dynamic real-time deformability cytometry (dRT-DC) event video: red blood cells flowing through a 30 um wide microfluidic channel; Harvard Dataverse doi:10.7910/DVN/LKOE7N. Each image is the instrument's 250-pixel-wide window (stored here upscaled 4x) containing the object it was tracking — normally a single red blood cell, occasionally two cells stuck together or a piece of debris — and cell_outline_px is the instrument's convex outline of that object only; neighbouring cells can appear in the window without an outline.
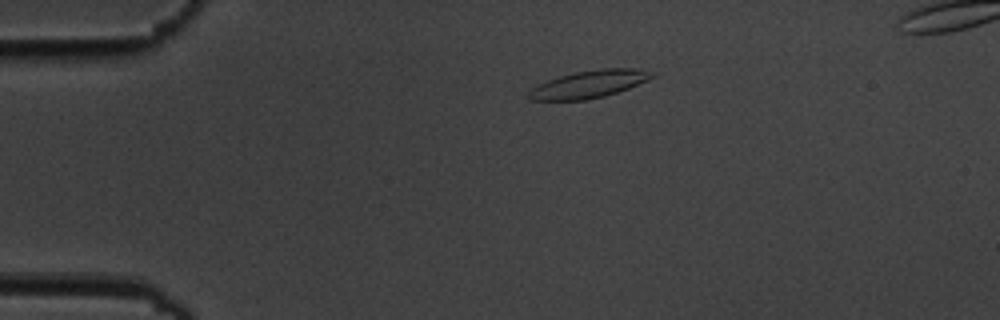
{"species": "common noctule bat (a hibernating species)", "species_latin": "Nyctalus noctula", "temperature_condition": "cold", "stored_images_in_passage": 4, "camera_frame_rate_fps": 3000, "um_per_image_px": 0.085, "animal": {"sex": "male", "body_mass_g": 19.5, "forearm_length_mm": 54.6}, "frame": {"image": 1, "passage_image": 1, "time_ms": 0.0, "image_size_px": [1000, 320], "cell_outline_px": [[656, 76], [648, 80], [628, 88], [604, 96], [584, 100], [528, 100], [528, 92], [532, 88], [548, 80], [560, 76], [576, 72], [600, 68], [640, 68]], "centroid_in_image_um": [50.06, 7.15], "position_along_channel_um": 34.9, "area_um2": 19.48}}
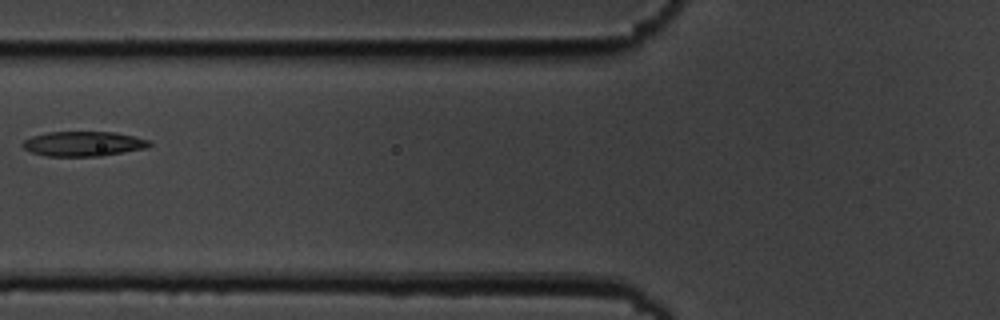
{"frame": {"image": 2, "passage_image": 4, "time_ms": 3.667, "image_size_px": [1000, 320], "cell_outline_px": [[152, 144], [148, 148], [100, 156], [48, 156], [32, 152], [24, 148], [20, 144], [24, 140], [32, 136], [48, 132], [116, 132], [152, 140]], "centroid_in_image_um": [7.13, 12.22], "position_along_channel_um": 118.7, "area_um2": 18.44}}